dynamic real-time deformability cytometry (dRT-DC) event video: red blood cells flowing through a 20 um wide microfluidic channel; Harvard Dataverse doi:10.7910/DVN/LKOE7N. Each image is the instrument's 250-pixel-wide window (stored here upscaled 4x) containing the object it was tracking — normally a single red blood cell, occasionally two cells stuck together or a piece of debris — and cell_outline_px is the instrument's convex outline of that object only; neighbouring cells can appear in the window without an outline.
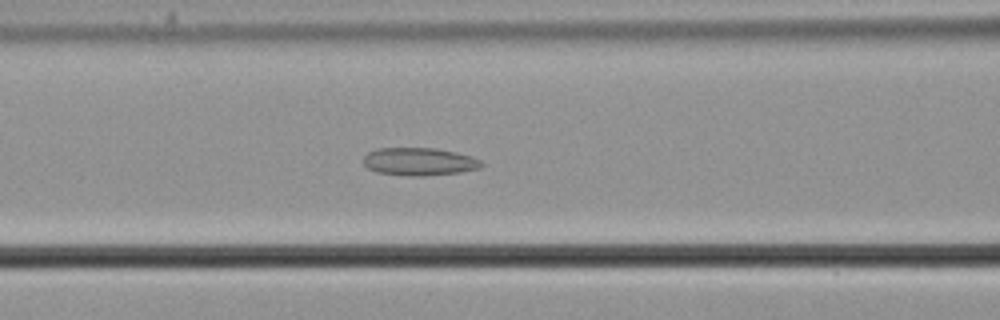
{"species": "common noctule bat (a hibernating species)", "species_latin": "Nyctalus noctula", "temperature_condition": "cold", "stored_images_in_passage": 56, "camera_frame_rate_fps": 3000, "um_per_image_px": 0.085, "animal": {"sex": "male", "body_mass_g": 21.5, "forearm_length_mm": 52.0}, "frame": {"image": 1, "passage_image": 24, "time_ms": 7.667, "image_size_px": [1000, 320], "cell_outline_px": [[484, 164], [480, 168], [460, 172], [424, 176], [408, 176], [376, 172], [368, 168], [364, 164], [364, 156], [368, 152], [376, 148], [432, 148], [456, 152], [472, 156], [480, 160]], "centroid_in_image_um": [35.63, 13.74], "position_along_channel_um": 131.0, "area_um2": 19.19}}
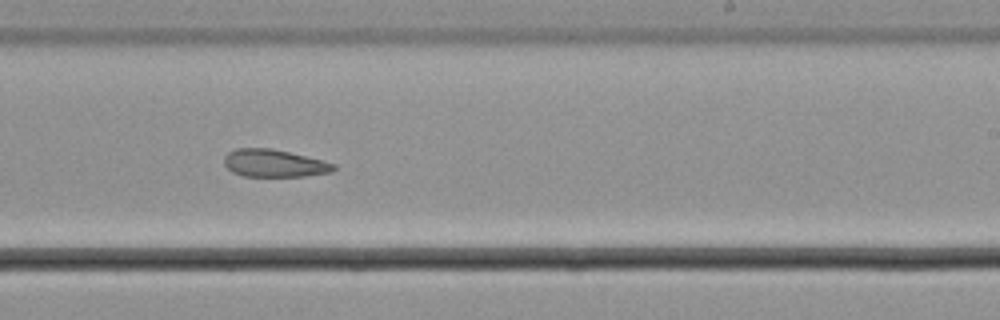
{"frame": {"image": 2, "passage_image": 35, "time_ms": 11.333, "image_size_px": [1000, 320], "cell_outline_px": [[336, 168], [332, 172], [304, 176], [244, 176], [232, 172], [224, 164], [224, 156], [228, 152], [236, 148], [272, 148], [336, 164]], "centroid_in_image_um": [23.27, 13.88], "position_along_channel_um": 265.7, "area_um2": 17.46}}
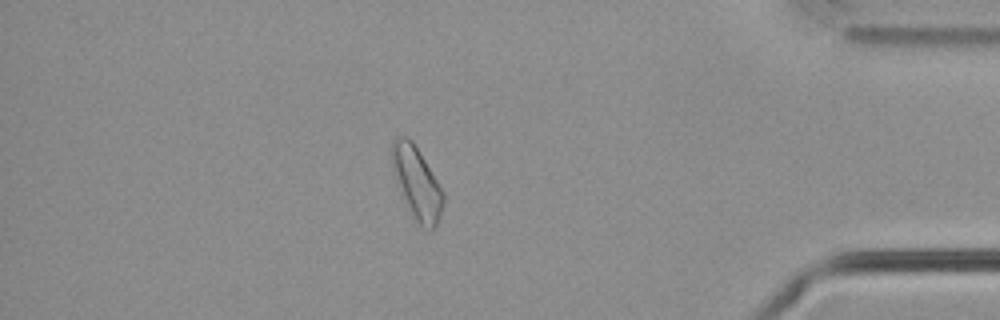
{"frame": {"image": 3, "passage_image": 49, "time_ms": 16.0, "image_size_px": [1000, 320], "cell_outline_px": [[444, 204], [440, 216], [432, 232], [420, 224], [416, 220], [408, 208], [392, 168], [392, 140], [396, 136], [408, 136], [412, 140], [444, 192]], "centroid_in_image_um": [35.44, 15.53], "position_along_channel_um": 399.8, "area_um2": 21.15}, "authors_computed_cell_mechanics": {"area_um2": 20.8369, "velocity_mm_per_s": 3.6852, "shape_relaxation_time_tau1_ms": null, "shape_relaxation_time_tau2_ms": 4.5387, "deformation_change_tau1": null, "deformation_change_tau2": 0.0976}}